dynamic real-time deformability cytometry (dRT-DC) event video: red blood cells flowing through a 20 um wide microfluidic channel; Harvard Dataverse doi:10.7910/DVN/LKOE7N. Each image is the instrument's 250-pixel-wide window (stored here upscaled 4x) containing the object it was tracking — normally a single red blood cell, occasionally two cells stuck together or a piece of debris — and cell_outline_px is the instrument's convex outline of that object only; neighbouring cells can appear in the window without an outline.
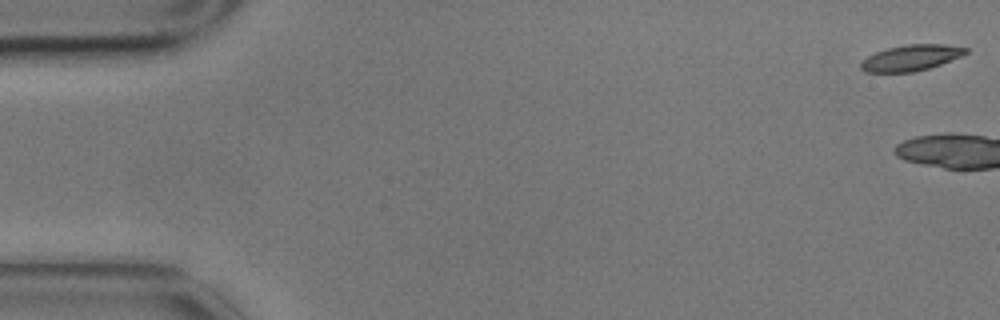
{"species": "common noctule bat (a hibernating species)", "species_latin": "Nyctalus noctula", "temperature_condition": "cold", "stored_images_in_passage": 4, "camera_frame_rate_fps": 3000, "um_per_image_px": 0.085, "animal": {"sex": "male", "body_mass_g": 17.9}, "frame": {"image": 1, "passage_image": 1, "time_ms": 0.0, "image_size_px": [1000, 320], "cell_outline_px": [[968, 52], [960, 56], [940, 64], [928, 68], [912, 72], [864, 72], [860, 68], [860, 64], [868, 56], [876, 52], [888, 48], [908, 44], [944, 44], [968, 48]], "centroid_in_image_um": [77.43, 4.91], "position_along_channel_um": 7.6, "area_um2": 15.61}}